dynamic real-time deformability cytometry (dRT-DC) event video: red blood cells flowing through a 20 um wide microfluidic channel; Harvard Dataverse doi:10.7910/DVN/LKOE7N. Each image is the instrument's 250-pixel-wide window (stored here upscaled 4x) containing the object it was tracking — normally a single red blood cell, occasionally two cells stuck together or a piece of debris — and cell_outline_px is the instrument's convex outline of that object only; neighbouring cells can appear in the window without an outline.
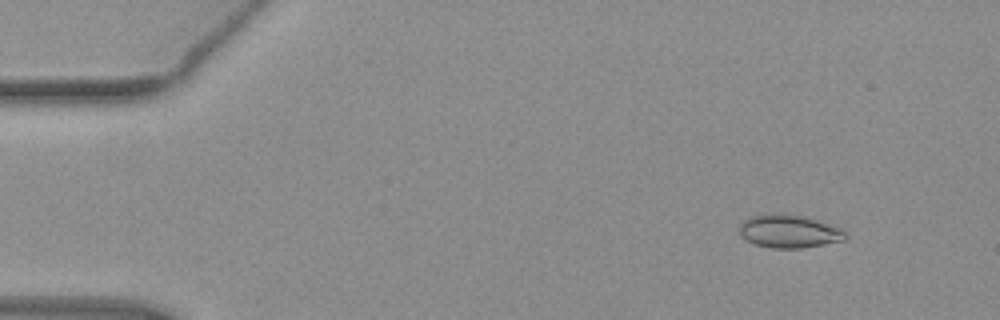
{"species": "common noctule bat (a hibernating species)", "species_latin": "Nyctalus noctula", "temperature_condition": "warm", "stored_images_in_passage": 28, "camera_frame_rate_fps": 3000, "um_per_image_px": 0.085, "animal": {"sex": "female", "body_mass_g": 19.3, "forearm_length_mm": 54.1}, "frame": {"image": 1, "passage_image": 1, "time_ms": 0.0, "image_size_px": [1000, 320], "cell_outline_px": [[848, 236], [844, 240], [804, 248], [772, 248], [756, 244], [748, 240], [740, 232], [740, 224], [744, 220], [752, 216], [772, 212], [804, 216], [840, 228]], "centroid_in_image_um": [67.07, 19.65], "position_along_channel_um": 17.9, "area_um2": 20.23}}
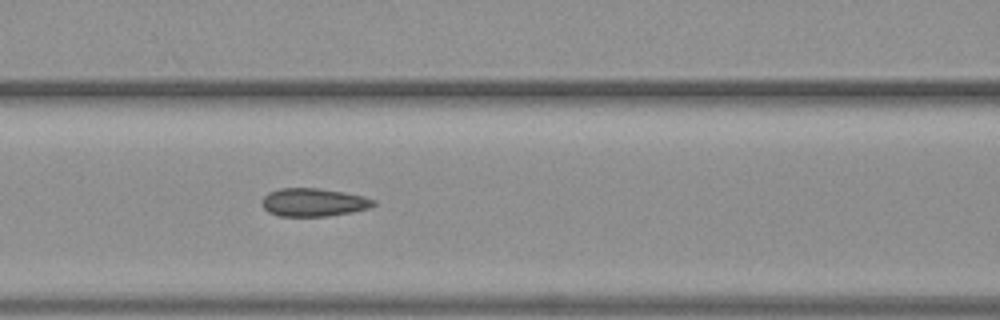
{"frame": {"image": 2, "passage_image": 18, "time_ms": 5.667, "image_size_px": [1000, 320], "cell_outline_px": [[376, 204], [368, 208], [352, 212], [328, 216], [280, 216], [268, 212], [260, 204], [260, 200], [268, 192], [280, 188], [316, 188], [344, 192], [364, 196], [376, 200]], "centroid_in_image_um": [26.62, 17.19], "position_along_channel_um": 140.0, "area_um2": 18.44}}
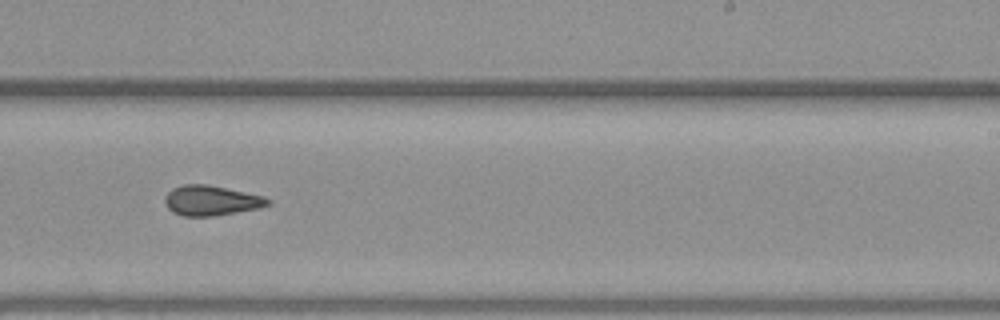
{"frame": {"image": 3, "passage_image": 28, "time_ms": 9.0, "image_size_px": [1000, 320], "cell_outline_px": [[272, 204], [260, 208], [212, 216], [184, 216], [172, 212], [164, 204], [164, 196], [172, 188], [184, 184], [208, 184], [260, 196], [272, 200]], "centroid_in_image_um": [17.91, 17.05], "position_along_channel_um": 271.1, "area_um2": 17.98}}